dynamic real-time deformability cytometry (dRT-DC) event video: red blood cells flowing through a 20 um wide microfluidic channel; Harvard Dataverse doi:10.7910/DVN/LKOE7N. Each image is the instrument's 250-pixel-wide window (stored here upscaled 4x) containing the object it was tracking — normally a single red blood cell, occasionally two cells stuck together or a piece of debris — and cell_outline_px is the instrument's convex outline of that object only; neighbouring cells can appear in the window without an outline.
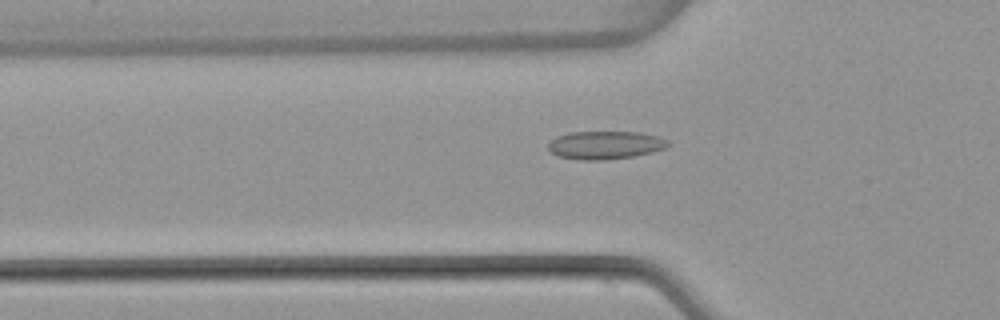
{"species": "common noctule bat (a hibernating species)", "species_latin": "Nyctalus noctula", "temperature_condition": "warm", "stored_images_in_passage": 51, "camera_frame_rate_fps": 3000, "um_per_image_px": 0.085, "animal": {"sex": "female", "body_mass_g": 22.7, "forearm_length_mm": 54.2}, "frame": {"image": 1, "passage_image": 17, "time_ms": 5.333, "image_size_px": [1000, 320], "cell_outline_px": [[668, 144], [664, 148], [652, 152], [632, 156], [604, 160], [580, 160], [556, 156], [548, 148], [548, 144], [556, 136], [568, 132], [640, 132], [656, 136], [668, 140]], "centroid_in_image_um": [51.39, 12.33], "position_along_channel_um": 74.4, "area_um2": 19.54}}
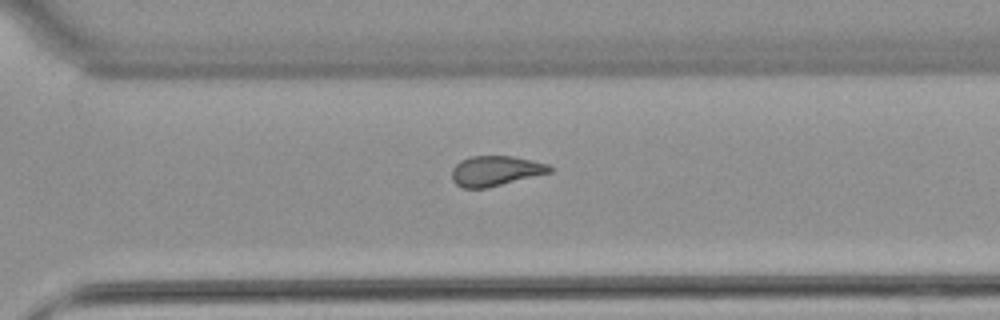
{"frame": {"image": 2, "passage_image": 36, "time_ms": 11.667, "image_size_px": [1000, 320], "cell_outline_px": [[552, 172], [488, 188], [464, 188], [456, 184], [452, 180], [452, 168], [460, 160], [472, 156], [512, 156], [548, 164], [552, 168]], "centroid_in_image_um": [42.11, 14.53], "position_along_channel_um": 328.5, "area_um2": 17.17}}
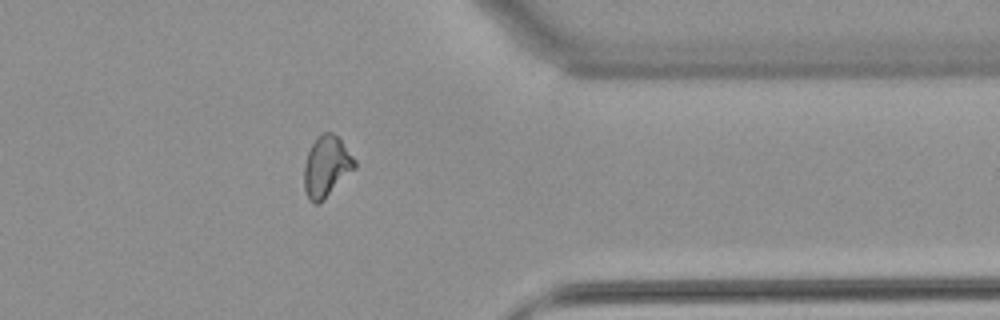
{"frame": {"image": 3, "passage_image": 41, "time_ms": 13.333, "image_size_px": [1000, 320], "cell_outline_px": [[356, 168], [320, 204], [312, 204], [308, 200], [304, 188], [304, 164], [308, 152], [312, 144], [324, 132], [332, 132], [340, 140], [356, 160]], "centroid_in_image_um": [27.74, 14.21], "position_along_channel_um": 383.7, "area_um2": 17.98}, "authors_computed_cell_mechanics": {"area_um2": 18.2648, "velocity_mm_per_s": 4.0174, "shape_relaxation_time_tau1_ms": null, "shape_relaxation_time_tau2_ms": 1.8712, "deformation_change_tau1": null, "deformation_change_tau2": 0.0731}}